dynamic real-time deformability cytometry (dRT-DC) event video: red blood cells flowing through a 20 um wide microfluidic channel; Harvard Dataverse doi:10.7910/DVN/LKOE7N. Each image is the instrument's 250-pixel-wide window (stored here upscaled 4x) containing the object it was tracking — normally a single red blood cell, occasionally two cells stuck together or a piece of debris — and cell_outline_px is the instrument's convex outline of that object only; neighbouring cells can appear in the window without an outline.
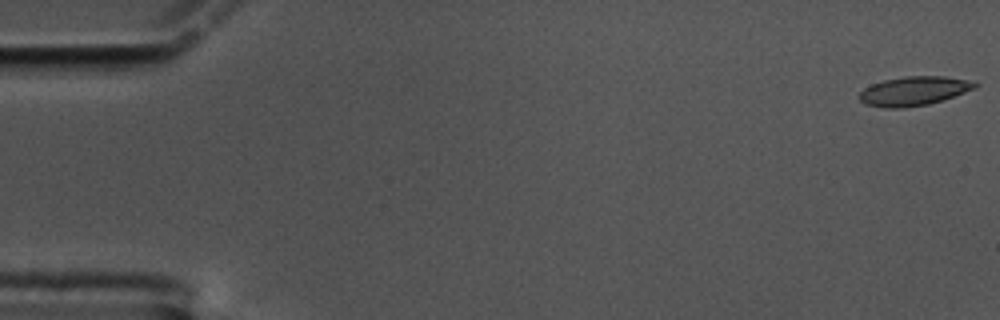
{"species": "common noctule bat (a hibernating species)", "species_latin": "Nyctalus noctula", "temperature_condition": "cold", "stored_images_in_passage": 60, "camera_frame_rate_fps": 3000, "um_per_image_px": 0.085, "animal": {"sex": "male", "body_mass_g": 17.5, "forearm_length_mm": 52.3}, "frame": {"image": 1, "passage_image": 1, "time_ms": 0.0, "image_size_px": [1000, 320], "cell_outline_px": [[980, 84], [976, 88], [928, 104], [904, 108], [884, 108], [864, 104], [860, 100], [860, 92], [864, 88], [872, 84], [884, 80], [904, 76], [944, 76], [964, 80]], "centroid_in_image_um": [77.62, 7.74], "position_along_channel_um": 7.4, "area_um2": 19.36}}
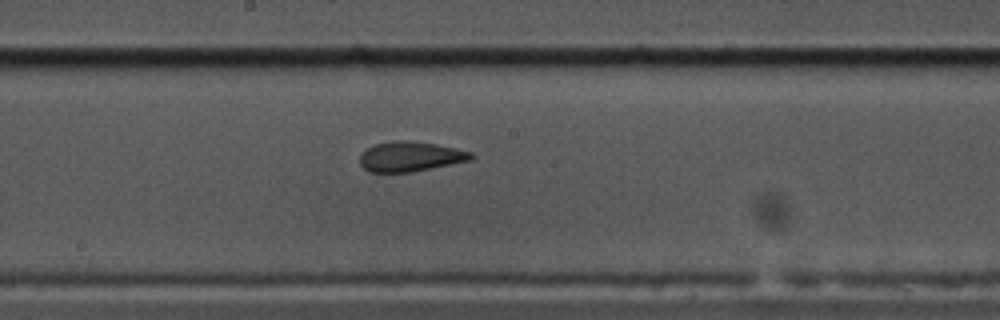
{"frame": {"image": 2, "passage_image": 32, "time_ms": 10.333, "image_size_px": [1000, 320], "cell_outline_px": [[476, 156], [472, 160], [412, 172], [368, 172], [360, 164], [360, 156], [368, 148], [376, 144], [396, 140], [404, 140], [436, 144], [472, 152]], "centroid_in_image_um": [34.91, 13.31], "position_along_channel_um": 213.3, "area_um2": 19.31}}
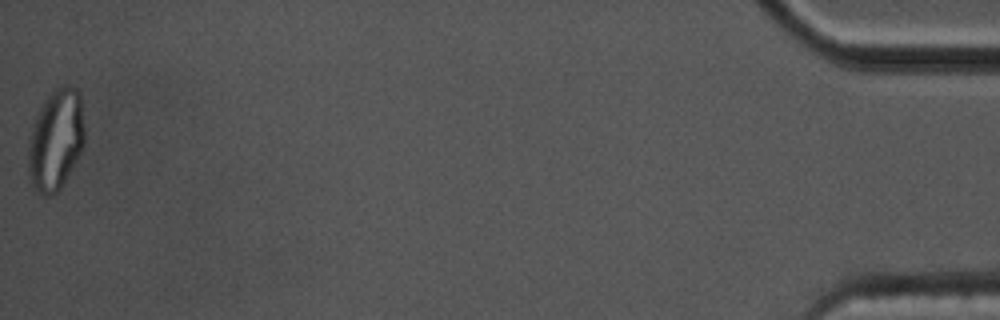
{"frame": {"image": 3, "passage_image": 60, "time_ms": 19.667, "image_size_px": [1000, 320], "cell_outline_px": [[84, 144], [76, 160], [60, 188], [52, 196], [44, 196], [32, 192], [28, 176], [28, 136], [32, 124], [44, 100], [56, 88], [64, 84], [68, 84], [76, 88], [80, 92], [84, 128]], "centroid_in_image_um": [4.7, 11.91], "position_along_channel_um": 430.5, "area_um2": 33.7}, "authors_computed_cell_mechanics": {"area_um2": 19.5942, "velocity_mm_per_s": 3.3632, "shape_relaxation_time_tau1_ms": null, "shape_relaxation_time_tau2_ms": 1.7497, "deformation_change_tau1": null, "deformation_change_tau2": 0.0828}}